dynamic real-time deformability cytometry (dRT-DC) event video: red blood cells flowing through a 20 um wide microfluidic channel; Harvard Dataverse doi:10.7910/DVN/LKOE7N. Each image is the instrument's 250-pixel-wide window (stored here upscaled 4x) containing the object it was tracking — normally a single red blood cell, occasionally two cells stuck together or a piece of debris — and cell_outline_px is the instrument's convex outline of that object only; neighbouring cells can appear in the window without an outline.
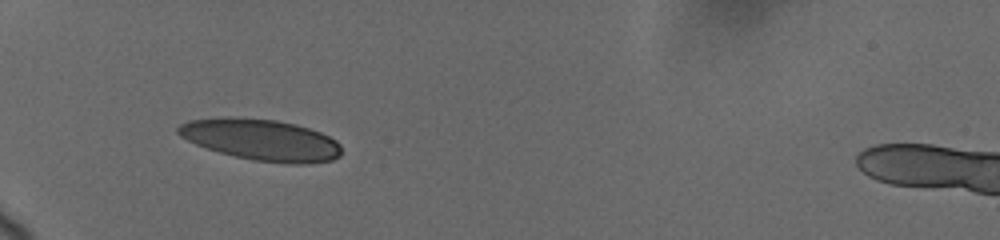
{"species": "human", "species_latin": "Homo sapiens", "temperature_condition": "cold", "stored_images_in_passage": 47, "camera_frame_rate_fps": 3000, "um_per_image_px": 0.085, "donor": {"sex": "female"}, "frame": {"image": 1, "passage_image": 1, "time_ms": 0.0, "image_size_px": [1000, 240], "cell_outline_px": [[340, 156], [332, 160], [308, 164], [292, 164], [252, 160], [220, 152], [196, 144], [180, 136], [176, 132], [176, 128], [180, 124], [188, 120], [228, 116], [276, 120], [296, 124], [320, 132], [336, 140], [340, 144]], "centroid_in_image_um": [22.19, 11.87], "position_along_channel_um": 62.8, "area_um2": 39.42}}
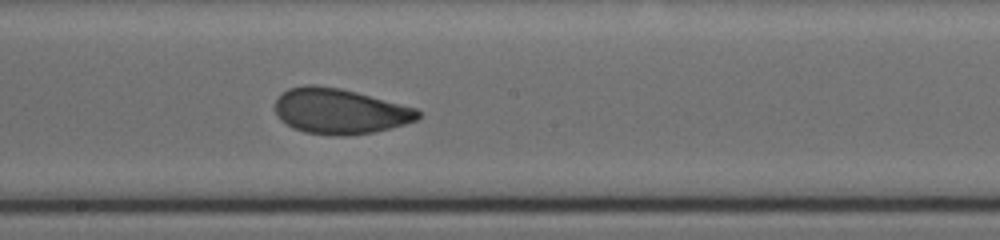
{"frame": {"image": 2, "passage_image": 29, "time_ms": 4.667, "image_size_px": [1000, 240], "cell_outline_px": [[420, 116], [416, 120], [404, 124], [372, 132], [348, 136], [332, 136], [304, 132], [292, 128], [280, 120], [276, 116], [276, 96], [280, 92], [288, 88], [304, 84], [316, 84], [340, 88], [356, 92], [416, 108], [420, 112]], "centroid_in_image_um": [28.81, 9.44], "position_along_channel_um": 219.4, "area_um2": 38.09}}
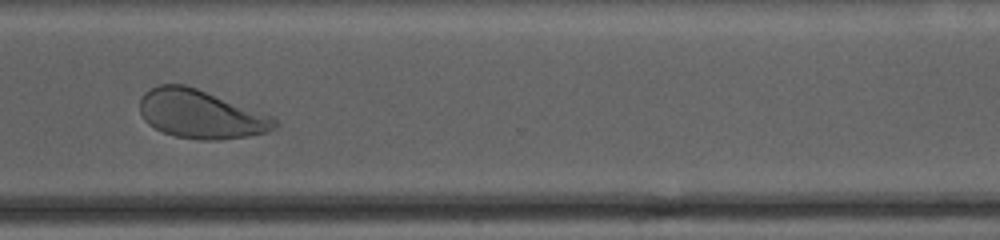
{"frame": {"image": 3, "passage_image": 46, "time_ms": 8.333, "image_size_px": [1000, 240], "cell_outline_px": [[276, 128], [268, 132], [248, 136], [220, 140], [200, 140], [176, 136], [164, 132], [148, 124], [144, 120], [140, 112], [140, 96], [144, 92], [160, 84], [184, 84], [196, 88], [272, 116], [276, 120]], "centroid_in_image_um": [17.04, 9.71], "position_along_channel_um": 353.6, "area_um2": 37.92}}